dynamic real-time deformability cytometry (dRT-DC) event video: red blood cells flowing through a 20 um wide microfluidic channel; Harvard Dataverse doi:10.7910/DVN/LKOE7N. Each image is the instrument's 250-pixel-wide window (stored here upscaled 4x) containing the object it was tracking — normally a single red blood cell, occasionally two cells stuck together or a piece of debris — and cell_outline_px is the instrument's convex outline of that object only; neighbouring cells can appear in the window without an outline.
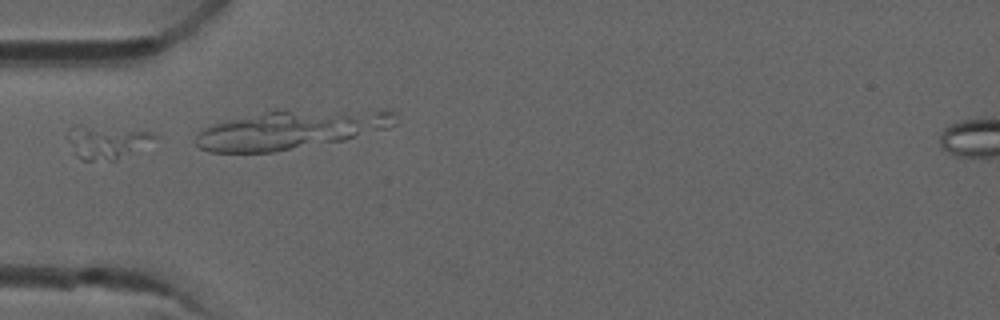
{"species": "common noctule bat (a hibernating species)", "species_latin": "Nyctalus noctula", "temperature_condition": "room temperature", "stored_images_in_passage": 5, "camera_frame_rate_fps": 3000, "um_per_image_px": 0.085, "animal": {"sex": "male", "forearm_length_mm": 52.5}, "frame": {"image": 1, "passage_image": 4, "time_ms": 1.0, "image_size_px": [1000, 320], "cell_outline_px": [[156, 136], [116, 160], [108, 160], [68, 140], [68, 128], [88, 128], [152, 132]], "centroid_in_image_um": [9.24, 11.98], "position_along_channel_um": 75.8, "area_um2": 12.89}}